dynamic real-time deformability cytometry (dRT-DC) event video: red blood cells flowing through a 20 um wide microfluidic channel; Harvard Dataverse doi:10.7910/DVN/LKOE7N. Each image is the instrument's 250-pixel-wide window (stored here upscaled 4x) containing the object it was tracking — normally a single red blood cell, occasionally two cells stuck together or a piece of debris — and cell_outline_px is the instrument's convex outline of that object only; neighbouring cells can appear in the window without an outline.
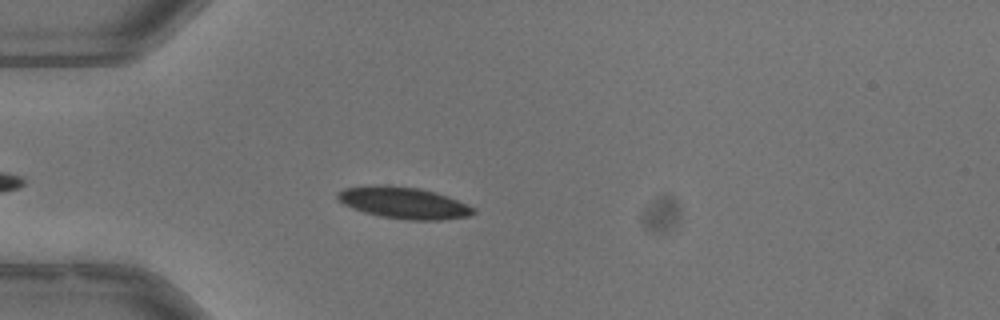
{"species": "common noctule bat (a hibernating species)", "species_latin": "Nyctalus noctula", "temperature_condition": "warm", "stored_images_in_passage": 30, "camera_frame_rate_fps": 3000, "um_per_image_px": 0.085, "animal": {"sex": "male", "body_mass_g": 13.3}, "frame": {"image": 1, "passage_image": 1, "time_ms": 0.0, "image_size_px": [1000, 320], "cell_outline_px": [[476, 212], [468, 216], [440, 220], [408, 220], [380, 216], [364, 212], [352, 208], [344, 204], [336, 196], [344, 188], [416, 188], [432, 192], [468, 204], [476, 208]], "centroid_in_image_um": [34.4, 17.31], "position_along_channel_um": 50.6, "area_um2": 23.58}, "authors_computed_cell_mechanics": {"area_um2": 24.4205, "velocity_mm_per_s": 3.954, "shape_relaxation_time_tau1_ms": 2.8558, "shape_relaxation_time_tau2_ms": 4.0798, "deformation_change_tau1": 0.1098, "deformation_change_tau2": 0.0628}}